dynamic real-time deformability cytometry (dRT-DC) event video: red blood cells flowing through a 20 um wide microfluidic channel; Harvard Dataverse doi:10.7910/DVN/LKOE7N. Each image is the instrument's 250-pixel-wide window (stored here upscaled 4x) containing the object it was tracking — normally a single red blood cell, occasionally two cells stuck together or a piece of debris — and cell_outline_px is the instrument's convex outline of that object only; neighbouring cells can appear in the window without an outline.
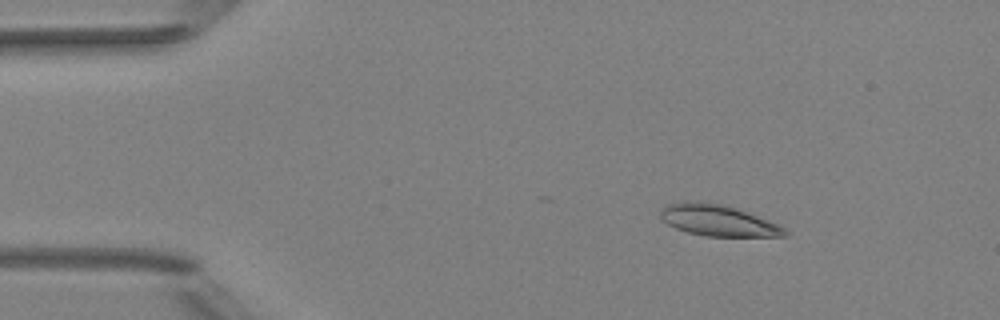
{"species": "Egyptian fruit bat (a non-hibernating species)", "species_latin": "Rousettus aegyptiacus", "temperature_condition": "room temperature", "stored_images_in_passage": 4, "camera_frame_rate_fps": 3000, "um_per_image_px": 0.085, "animal": {"sex": "female"}, "frame": {"image": 1, "passage_image": 2, "time_ms": 1.333, "image_size_px": [1000, 320], "cell_outline_px": [[788, 236], [704, 236], [688, 232], [676, 228], [660, 220], [660, 212], [664, 204], [680, 200], [704, 200], [724, 204], [768, 220], [784, 228], [788, 232]], "centroid_in_image_um": [60.93, 18.7], "position_along_channel_um": 24.1, "area_um2": 22.95}}